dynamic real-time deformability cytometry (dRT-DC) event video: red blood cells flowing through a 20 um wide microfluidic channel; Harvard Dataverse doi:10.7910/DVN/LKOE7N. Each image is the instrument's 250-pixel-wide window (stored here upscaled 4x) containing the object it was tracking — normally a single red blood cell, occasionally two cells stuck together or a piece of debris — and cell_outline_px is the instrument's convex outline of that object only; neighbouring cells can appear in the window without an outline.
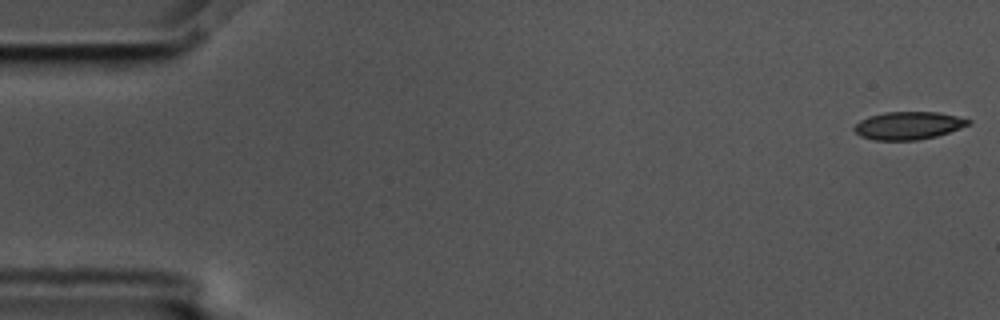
{"species": "common noctule bat (a hibernating species)", "species_latin": "Nyctalus noctula", "temperature_condition": "cold", "stored_images_in_passage": 56, "camera_frame_rate_fps": 3000, "um_per_image_px": 0.085, "animal": {"sex": "male", "body_mass_g": 17.5, "forearm_length_mm": 52.3}, "frame": {"image": 1, "passage_image": 1, "time_ms": 0.0, "image_size_px": [1000, 320], "cell_outline_px": [[972, 124], [936, 136], [916, 140], [872, 140], [860, 136], [852, 128], [860, 120], [868, 116], [884, 112], [940, 112], [972, 120]], "centroid_in_image_um": [77.2, 10.67], "position_along_channel_um": 7.8, "area_um2": 18.55}}
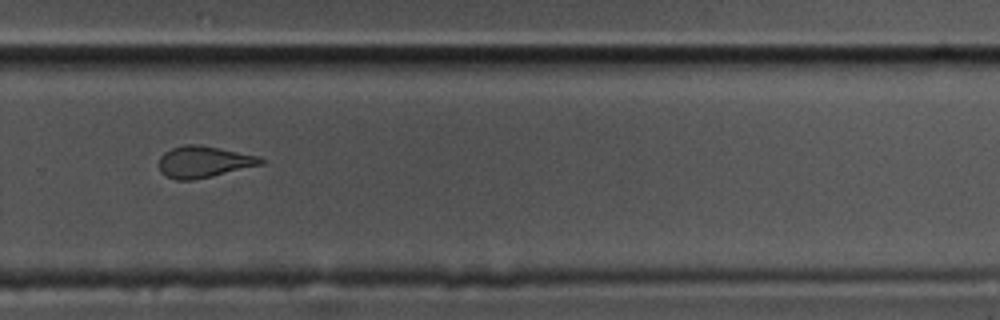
{"frame": {"image": 2, "passage_image": 38, "time_ms": 12.333, "image_size_px": [1000, 320], "cell_outline_px": [[264, 164], [212, 176], [192, 180], [176, 180], [164, 176], [160, 172], [160, 156], [164, 152], [172, 148], [184, 144], [196, 144], [220, 148], [260, 156], [264, 160]], "centroid_in_image_um": [17.32, 13.76], "position_along_channel_um": 312.5, "area_um2": 18.79}}
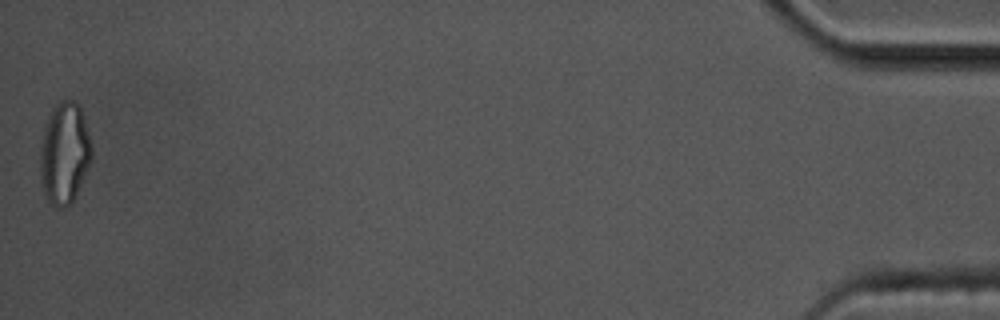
{"frame": {"image": 3, "passage_image": 56, "time_ms": 18.333, "image_size_px": [1000, 320], "cell_outline_px": [[92, 160], [76, 196], [68, 208], [56, 208], [48, 200], [44, 192], [40, 176], [40, 144], [44, 124], [52, 108], [60, 100], [72, 100], [80, 104], [92, 144]], "centroid_in_image_um": [5.48, 13.02], "position_along_channel_um": 429.7, "area_um2": 31.15}, "authors_computed_cell_mechanics": {"area_um2": 19.4786, "velocity_mm_per_s": 3.5685, "shape_relaxation_time_tau1_ms": 4.8803, "shape_relaxation_time_tau2_ms": 2.0259, "deformation_change_tau1": 0.1656, "deformation_change_tau2": 0.1}}